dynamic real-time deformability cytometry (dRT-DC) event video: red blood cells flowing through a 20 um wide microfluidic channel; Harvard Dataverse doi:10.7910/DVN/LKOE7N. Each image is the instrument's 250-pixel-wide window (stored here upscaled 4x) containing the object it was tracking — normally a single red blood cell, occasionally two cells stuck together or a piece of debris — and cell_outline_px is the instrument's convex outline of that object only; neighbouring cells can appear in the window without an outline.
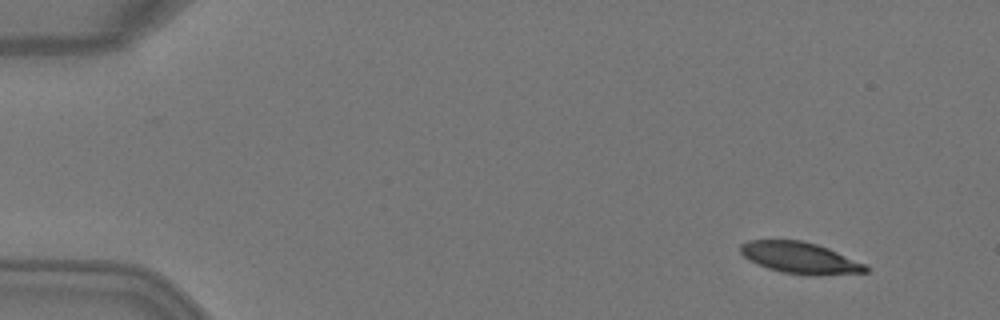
{"species": "Egyptian fruit bat (a non-hibernating species)", "species_latin": "Rousettus aegyptiacus", "temperature_condition": "warm", "stored_images_in_passage": 5, "camera_frame_rate_fps": 3000, "um_per_image_px": 0.085, "animal": {"sex": "female"}, "frame": {"image": 1, "passage_image": 1, "time_ms": 0.0, "image_size_px": [1000, 320], "cell_outline_px": [[868, 272], [780, 272], [756, 264], [748, 260], [740, 252], [740, 244], [748, 240], [800, 240], [816, 244], [828, 248], [868, 264]], "centroid_in_image_um": [67.92, 21.85], "position_along_channel_um": 17.1, "area_um2": 21.91}}